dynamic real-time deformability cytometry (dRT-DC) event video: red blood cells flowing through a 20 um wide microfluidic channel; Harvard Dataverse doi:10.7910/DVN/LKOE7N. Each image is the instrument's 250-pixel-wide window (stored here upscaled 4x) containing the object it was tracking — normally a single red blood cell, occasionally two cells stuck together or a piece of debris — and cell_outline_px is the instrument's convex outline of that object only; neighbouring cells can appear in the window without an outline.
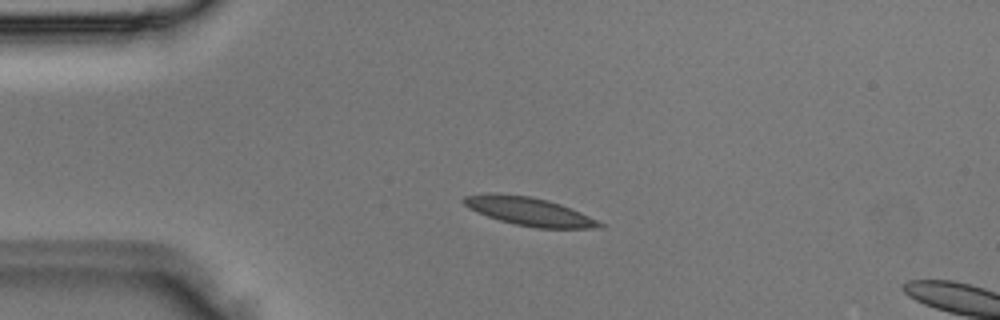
{"species": "Egyptian fruit bat (a non-hibernating species)", "species_latin": "Rousettus aegyptiacus", "temperature_condition": "room temperature", "stored_images_in_passage": 3, "camera_frame_rate_fps": 3000, "um_per_image_px": 0.085, "animal": {"sex": "male"}, "frame": {"image": 1, "passage_image": 2, "time_ms": 0.333, "image_size_px": [1000, 320], "cell_outline_px": [[604, 228], [536, 228], [516, 224], [500, 220], [488, 216], [468, 208], [460, 200], [464, 196], [488, 192], [496, 192], [532, 196], [548, 200], [560, 204], [580, 212], [604, 224]], "centroid_in_image_um": [44.93, 17.95], "position_along_channel_um": 40.1, "area_um2": 22.48}}